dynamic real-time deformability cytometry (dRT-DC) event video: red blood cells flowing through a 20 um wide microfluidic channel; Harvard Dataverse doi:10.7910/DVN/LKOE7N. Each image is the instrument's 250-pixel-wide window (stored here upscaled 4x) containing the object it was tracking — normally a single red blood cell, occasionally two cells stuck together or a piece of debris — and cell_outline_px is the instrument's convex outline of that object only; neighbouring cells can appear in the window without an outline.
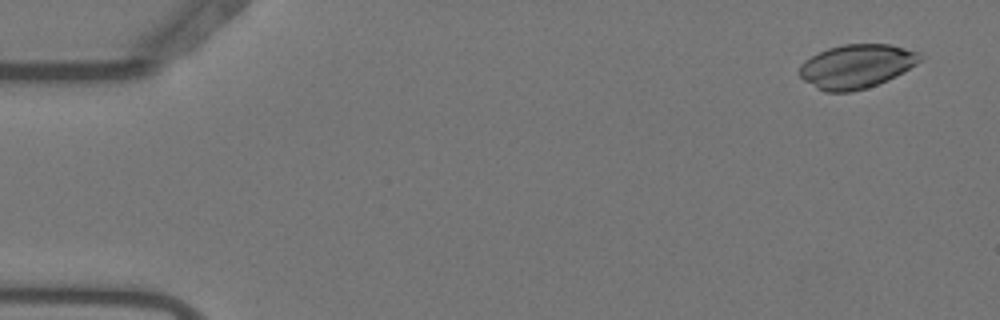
{"species": "Egyptian fruit bat (a non-hibernating species)", "species_latin": "Rousettus aegyptiacus", "temperature_condition": "warm", "stored_images_in_passage": 55, "camera_frame_rate_fps": 3000, "um_per_image_px": 0.085, "animal": {"sex": "female"}, "frame": {"image": 1, "passage_image": 3, "time_ms": 0.667, "image_size_px": [1000, 320], "cell_outline_px": [[924, 56], [916, 64], [896, 76], [888, 80], [852, 92], [824, 92], [816, 88], [804, 80], [796, 72], [800, 64], [804, 60], [828, 48], [844, 44], [888, 44], [920, 52]], "centroid_in_image_um": [72.77, 5.64], "position_along_channel_um": 12.2, "area_um2": 30.87}}
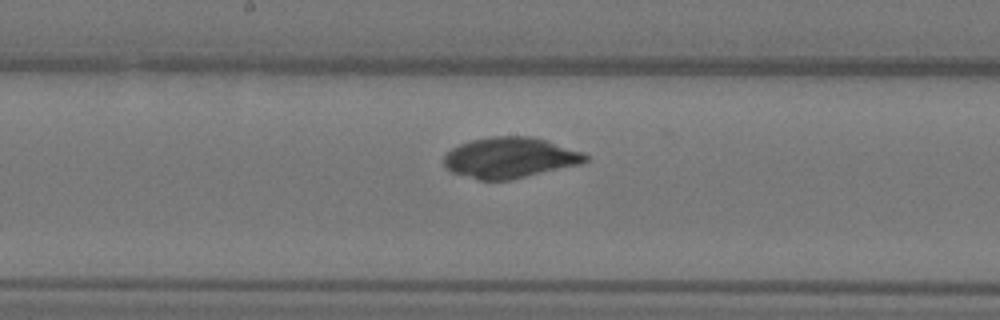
{"frame": {"image": 2, "passage_image": 29, "time_ms": 9.333, "image_size_px": [1000, 320], "cell_outline_px": [[588, 160], [580, 164], [508, 180], [480, 180], [452, 172], [444, 164], [444, 156], [452, 148], [460, 144], [472, 140], [488, 136], [532, 136], [548, 140], [584, 152], [588, 156]], "centroid_in_image_um": [43.37, 13.38], "position_along_channel_um": 204.8, "area_um2": 33.47}}
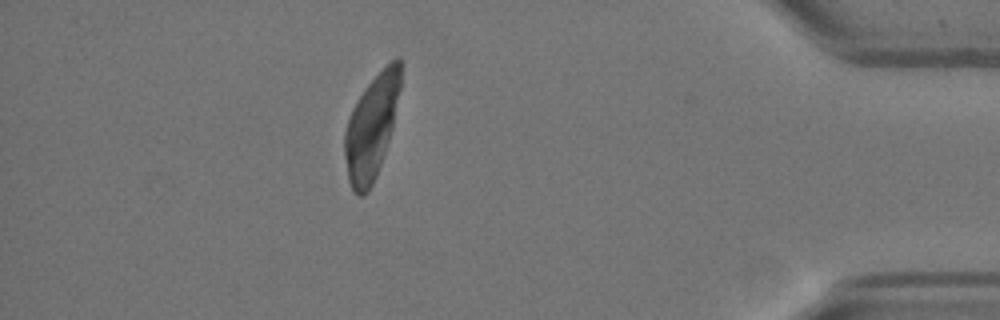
{"frame": {"image": 3, "passage_image": 49, "time_ms": 16.0, "image_size_px": [1000, 320], "cell_outline_px": [[400, 88], [392, 128], [376, 176], [368, 192], [360, 196], [356, 196], [352, 192], [348, 180], [344, 156], [344, 132], [352, 108], [356, 100], [364, 88], [396, 56], [400, 56]], "centroid_in_image_um": [31.54, 10.85], "position_along_channel_um": 403.7, "area_um2": 33.52}}